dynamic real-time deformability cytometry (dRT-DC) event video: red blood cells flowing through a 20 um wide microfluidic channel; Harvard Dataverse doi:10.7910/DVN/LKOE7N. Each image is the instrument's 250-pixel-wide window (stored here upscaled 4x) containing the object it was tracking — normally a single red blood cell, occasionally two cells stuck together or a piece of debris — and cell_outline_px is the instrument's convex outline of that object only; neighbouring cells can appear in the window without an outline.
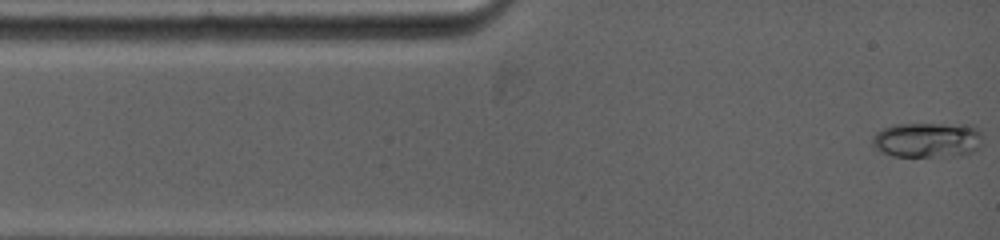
{"species": "common noctule bat (a hibernating species)", "species_latin": "Nyctalus noctula", "temperature_condition": "warm", "stored_images_in_passage": 46, "camera_frame_rate_fps": 5000, "um_per_image_px": 0.085, "animal": {"sex": "female", "body_mass_g": 19.0, "forearm_length_mm": 53.3}, "frame": {"image": 1, "passage_image": 1, "time_ms": 0.0, "image_size_px": [1000, 240], "cell_outline_px": [[980, 144], [972, 152], [964, 156], [892, 156], [880, 152], [872, 144], [872, 136], [876, 132], [892, 124], [972, 124], [980, 132]], "centroid_in_image_um": [78.81, 11.89], "position_along_channel_um": 6.2, "area_um2": 22.77}}
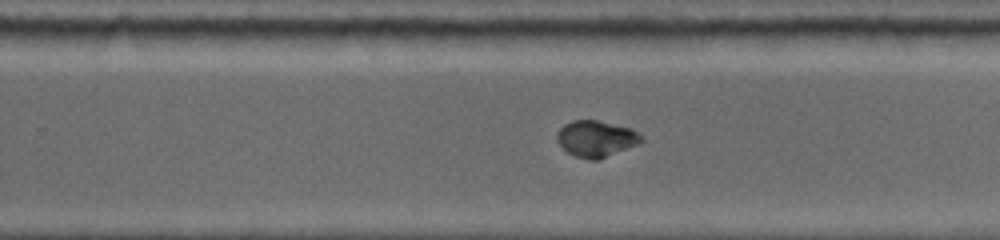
{"frame": {"image": 2, "passage_image": 23, "time_ms": 8.2, "image_size_px": [1000, 240], "cell_outline_px": [[644, 140], [636, 144], [600, 160], [588, 160], [572, 156], [556, 140], [556, 132], [564, 124], [572, 120], [596, 120], [632, 128], [644, 136]], "centroid_in_image_um": [50.66, 11.79], "position_along_channel_um": 279.1, "area_um2": 18.03}}
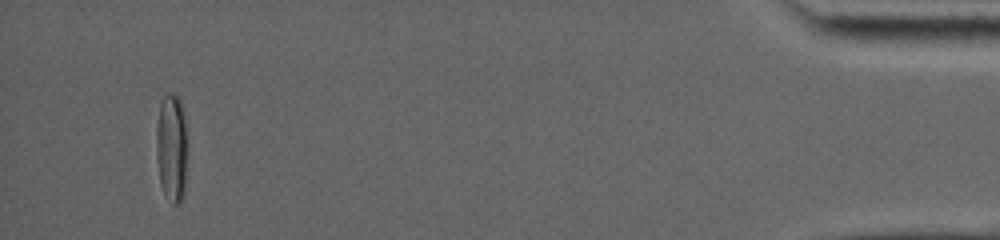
{"frame": {"image": 3, "passage_image": 45, "time_ms": 14.6, "image_size_px": [1000, 240], "cell_outline_px": [[184, 196], [176, 204], [172, 204], [164, 192], [160, 184], [156, 156], [156, 128], [160, 104], [164, 96], [168, 92], [172, 92], [180, 96], [184, 108]], "centroid_in_image_um": [14.54, 12.47], "position_along_channel_um": 420.7, "area_um2": 19.25}, "authors_computed_cell_mechanics": {"area_um2": 17.9758, "velocity_mm_per_s": 3.9273, "shape_relaxation_time_tau1_ms": 5.6212, "shape_relaxation_time_tau2_ms": null, "deformation_change_tau1": 0.2478, "deformation_change_tau2": null}}